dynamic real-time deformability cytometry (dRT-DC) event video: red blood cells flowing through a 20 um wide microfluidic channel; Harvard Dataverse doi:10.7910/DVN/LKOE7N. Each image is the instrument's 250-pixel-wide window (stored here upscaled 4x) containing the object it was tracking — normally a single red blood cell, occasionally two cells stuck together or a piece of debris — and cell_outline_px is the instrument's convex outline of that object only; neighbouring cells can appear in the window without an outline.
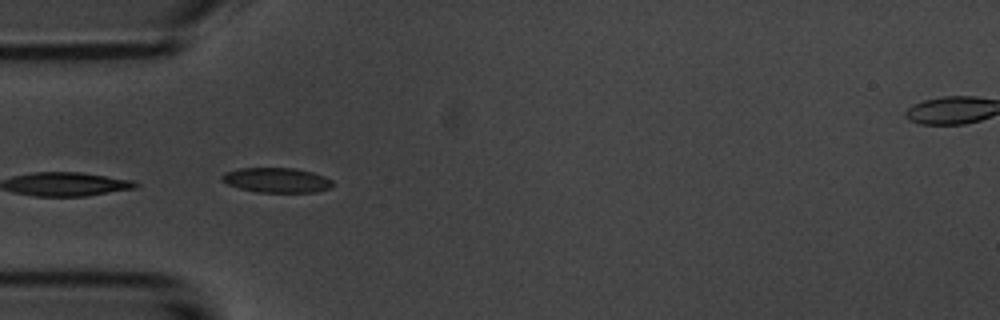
{"species": "common noctule bat (a hibernating species)", "species_latin": "Nyctalus noctula", "temperature_condition": "room temperature", "stored_images_in_passage": 10, "camera_frame_rate_fps": 3000, "um_per_image_px": 0.085, "animal": {"sex": "male", "body_mass_g": 20.1, "forearm_length_mm": 53.5}, "frame": {"image": 1, "passage_image": 4, "time_ms": 4.333, "image_size_px": [1000, 320], "cell_outline_px": [[332, 184], [328, 188], [316, 192], [256, 192], [240, 188], [228, 184], [220, 180], [220, 176], [224, 172], [240, 168], [292, 168], [312, 172], [324, 176], [332, 180]], "centroid_in_image_um": [23.47, 15.31], "position_along_channel_um": 61.5, "area_um2": 15.95}}
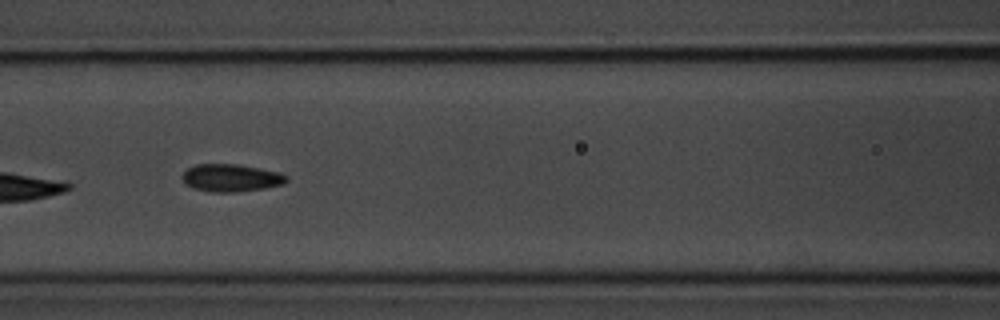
{"frame": {"image": 2, "passage_image": 6, "time_ms": 6.667, "image_size_px": [1000, 320], "cell_outline_px": [[288, 180], [284, 184], [264, 188], [236, 192], [212, 192], [192, 188], [184, 184], [180, 176], [188, 168], [196, 164], [240, 164], [280, 172], [288, 176]], "centroid_in_image_um": [19.62, 15.11], "position_along_channel_um": 147.0, "area_um2": 16.99}}